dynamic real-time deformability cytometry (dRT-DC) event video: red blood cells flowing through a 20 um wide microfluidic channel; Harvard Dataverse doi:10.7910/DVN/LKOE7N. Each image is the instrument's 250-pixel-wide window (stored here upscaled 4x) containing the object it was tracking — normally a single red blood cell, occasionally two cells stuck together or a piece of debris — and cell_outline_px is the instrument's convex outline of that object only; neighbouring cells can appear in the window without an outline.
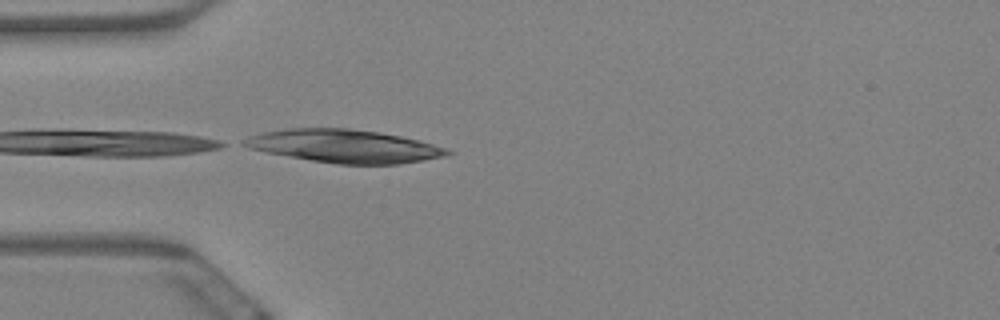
{"species": "Egyptian fruit bat (a non-hibernating species)", "species_latin": "Rousettus aegyptiacus", "temperature_condition": "warm", "stored_images_in_passage": 10, "camera_frame_rate_fps": 3000, "um_per_image_px": 0.085, "animal": {"sex": "female"}, "frame": {"image": 1, "passage_image": 10, "time_ms": 3.0, "image_size_px": [1000, 320], "cell_outline_px": [[456, 152], [444, 156], [424, 160], [400, 164], [336, 164], [288, 156], [248, 148], [240, 144], [240, 140], [248, 136], [264, 132], [288, 128], [348, 128], [376, 132], [400, 136], [420, 140]], "centroid_in_image_um": [29.24, 12.42], "position_along_channel_um": 55.8, "area_um2": 39.02}}